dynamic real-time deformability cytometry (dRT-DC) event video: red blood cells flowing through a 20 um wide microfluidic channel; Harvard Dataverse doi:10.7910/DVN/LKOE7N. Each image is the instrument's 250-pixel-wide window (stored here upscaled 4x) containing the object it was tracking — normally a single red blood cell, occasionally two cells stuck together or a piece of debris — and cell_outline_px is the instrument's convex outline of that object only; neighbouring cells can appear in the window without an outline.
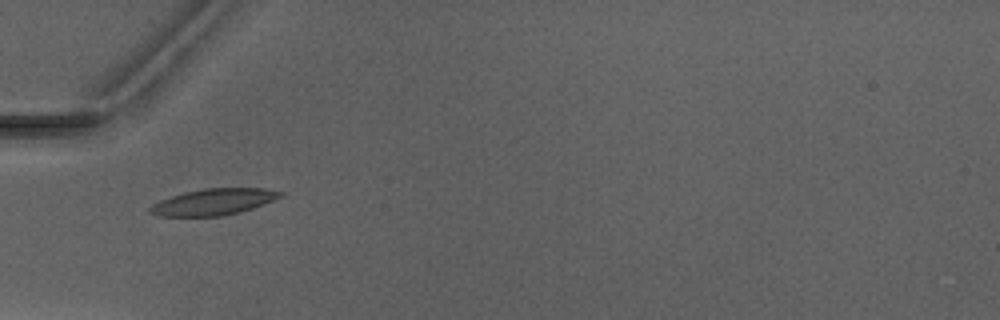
{"species": "Egyptian fruit bat (a non-hibernating species)", "species_latin": "Rousettus aegyptiacus", "temperature_condition": "warm", "stored_images_in_passage": 8, "camera_frame_rate_fps": 3000, "um_per_image_px": 0.085, "animal": {"sex": "male"}, "frame": {"image": 1, "passage_image": 6, "time_ms": 6.0, "image_size_px": [1000, 320], "cell_outline_px": [[284, 196], [252, 208], [220, 216], [160, 216], [148, 212], [148, 208], [152, 204], [160, 200], [184, 192], [204, 188], [264, 188], [284, 192]], "centroid_in_image_um": [18.14, 17.15], "position_along_channel_um": 66.9, "area_um2": 19.88}}
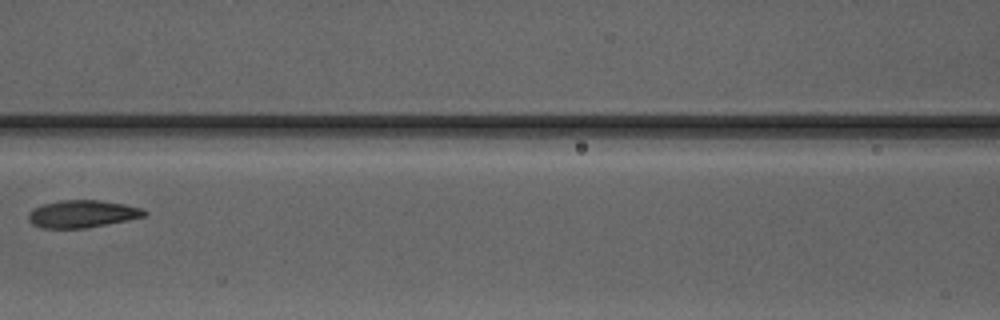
{"frame": {"image": 2, "passage_image": 8, "time_ms": 8.333, "image_size_px": [1000, 320], "cell_outline_px": [[148, 212], [144, 216], [128, 220], [88, 228], [40, 228], [32, 224], [28, 220], [28, 212], [32, 208], [44, 204], [60, 200], [100, 200], [124, 204], [140, 208]], "centroid_in_image_um": [6.95, 18.18], "position_along_channel_um": 159.6, "area_um2": 18.61}}